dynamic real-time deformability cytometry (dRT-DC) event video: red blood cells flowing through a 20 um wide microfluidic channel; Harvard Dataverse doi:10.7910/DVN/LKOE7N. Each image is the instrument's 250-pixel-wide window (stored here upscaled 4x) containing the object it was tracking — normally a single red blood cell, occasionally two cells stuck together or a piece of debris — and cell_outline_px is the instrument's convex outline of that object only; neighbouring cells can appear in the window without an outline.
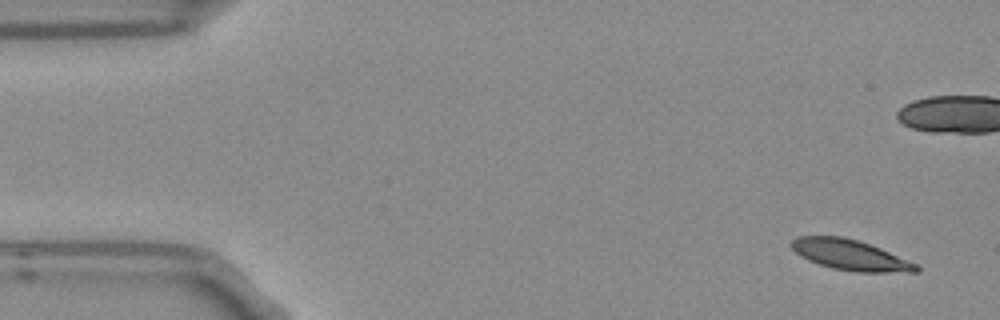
{"species": "Egyptian fruit bat (a non-hibernating species)", "species_latin": "Rousettus aegyptiacus", "temperature_condition": "room temperature", "stored_images_in_passage": 7, "camera_frame_rate_fps": 3000, "um_per_image_px": 0.085, "frame": {"image": 1, "passage_image": 1, "time_ms": 0.0, "image_size_px": [1000, 320], "cell_outline_px": [[920, 272], [856, 272], [832, 268], [808, 260], [800, 256], [788, 244], [796, 236], [840, 236], [856, 240], [880, 248], [920, 264]], "centroid_in_image_um": [72.3, 21.68], "position_along_channel_um": 12.7, "area_um2": 22.25}}